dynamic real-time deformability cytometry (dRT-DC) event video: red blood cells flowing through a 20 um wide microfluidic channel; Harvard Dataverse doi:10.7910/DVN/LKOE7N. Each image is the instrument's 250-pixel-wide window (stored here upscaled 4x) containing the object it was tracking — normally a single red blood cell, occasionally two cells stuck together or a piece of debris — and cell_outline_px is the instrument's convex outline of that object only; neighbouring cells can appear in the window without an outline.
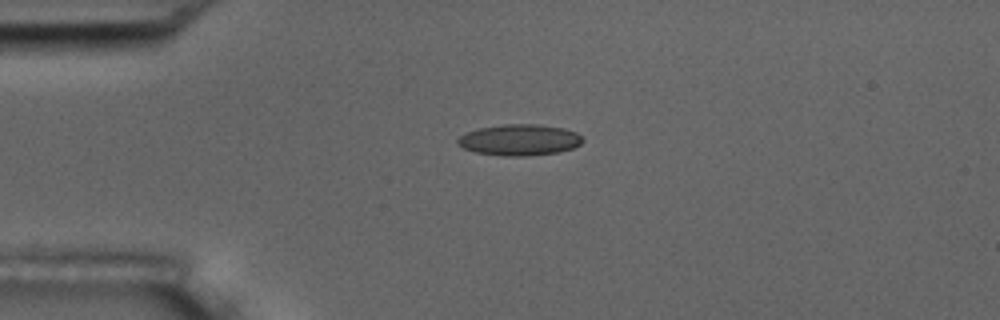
{"species": "common noctule bat (a hibernating species)", "species_latin": "Nyctalus noctula", "temperature_condition": "room temperature", "stored_images_in_passage": 4, "camera_frame_rate_fps": 3000, "um_per_image_px": 0.085, "animal": {"sex": "male", "body_mass_g": 17.5, "forearm_length_mm": 52.3}, "frame": {"image": 1, "passage_image": 1, "time_ms": 0.0, "image_size_px": [1000, 320], "cell_outline_px": [[584, 140], [580, 144], [572, 148], [560, 152], [524, 156], [504, 156], [476, 152], [464, 148], [456, 144], [456, 140], [464, 132], [480, 128], [504, 124], [540, 124], [564, 128], [576, 132]], "centroid_in_image_um": [44.14, 11.89], "position_along_channel_um": 40.9, "area_um2": 22.77}}